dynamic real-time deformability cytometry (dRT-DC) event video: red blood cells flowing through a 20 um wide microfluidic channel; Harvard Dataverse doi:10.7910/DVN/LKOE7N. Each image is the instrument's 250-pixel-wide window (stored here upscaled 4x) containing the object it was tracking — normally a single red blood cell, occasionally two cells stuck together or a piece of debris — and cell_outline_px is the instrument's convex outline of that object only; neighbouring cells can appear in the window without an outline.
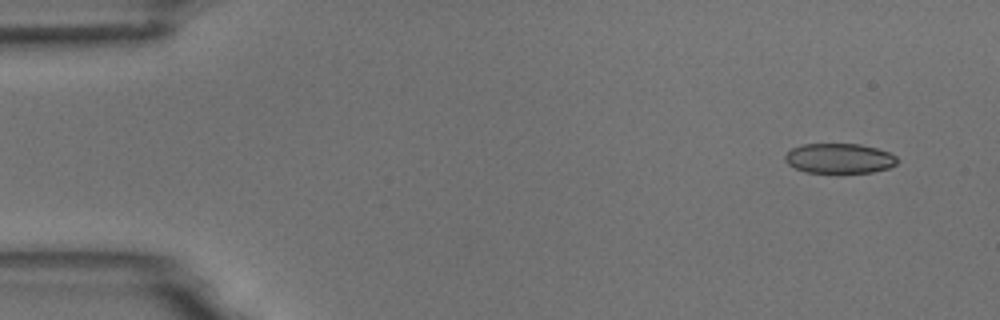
{"species": "common noctule bat (a hibernating species)", "species_latin": "Nyctalus noctula", "temperature_condition": "room temperature", "stored_images_in_passage": 7, "camera_frame_rate_fps": 3000, "um_per_image_px": 0.085, "animal": {"sex": "male", "body_mass_g": 18.8}, "frame": {"image": 1, "passage_image": 1, "time_ms": 0.0, "image_size_px": [1000, 320], "cell_outline_px": [[900, 160], [896, 164], [888, 168], [872, 172], [840, 176], [804, 172], [788, 164], [784, 160], [784, 156], [792, 148], [804, 144], [860, 144], [876, 148], [888, 152], [896, 156]], "centroid_in_image_um": [71.35, 13.52], "position_along_channel_um": 13.7, "area_um2": 20.46}}